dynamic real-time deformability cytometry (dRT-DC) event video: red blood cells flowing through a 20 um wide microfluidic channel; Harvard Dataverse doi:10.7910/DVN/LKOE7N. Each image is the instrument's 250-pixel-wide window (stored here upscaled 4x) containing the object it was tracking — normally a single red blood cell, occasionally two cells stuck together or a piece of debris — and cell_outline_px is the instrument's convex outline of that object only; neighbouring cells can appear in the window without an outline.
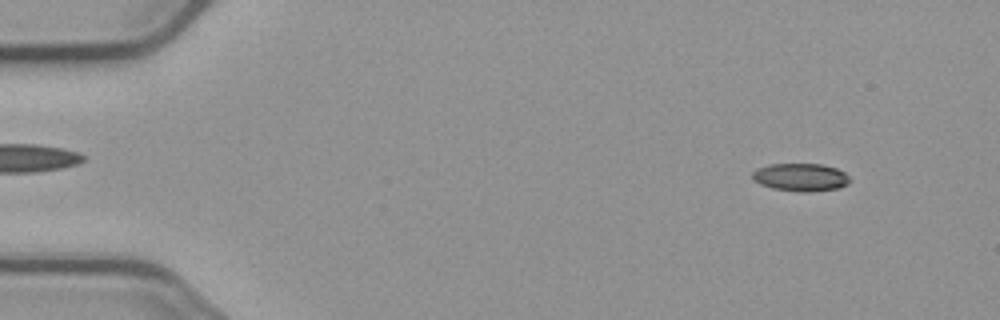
{"species": "common noctule bat (a hibernating species)", "species_latin": "Nyctalus noctula", "temperature_condition": "cold", "stored_images_in_passage": 5, "camera_frame_rate_fps": 3000, "um_per_image_px": 0.085, "animal": {"sex": "male", "body_mass_g": 23.1, "forearm_length_mm": 52.7}, "frame": {"image": 1, "passage_image": 1, "time_ms": 0.0, "image_size_px": [1000, 320], "cell_outline_px": [[852, 180], [848, 184], [836, 188], [812, 192], [800, 192], [772, 188], [760, 184], [752, 180], [752, 172], [756, 168], [768, 164], [820, 164], [836, 168], [844, 172]], "centroid_in_image_um": [68.03, 15.06], "position_along_channel_um": 17.0, "area_um2": 15.95}}
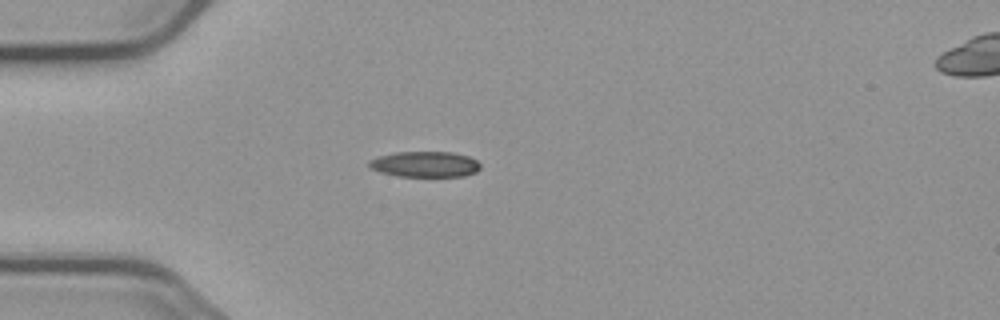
{"frame": {"image": 2, "passage_image": 4, "time_ms": 3.333, "image_size_px": [1000, 320], "cell_outline_px": [[480, 168], [476, 172], [464, 176], [400, 176], [380, 172], [372, 168], [368, 164], [368, 160], [380, 156], [396, 152], [452, 152], [468, 156], [476, 160], [480, 164]], "centroid_in_image_um": [36.14, 13.96], "position_along_channel_um": 48.9, "area_um2": 16.53}}